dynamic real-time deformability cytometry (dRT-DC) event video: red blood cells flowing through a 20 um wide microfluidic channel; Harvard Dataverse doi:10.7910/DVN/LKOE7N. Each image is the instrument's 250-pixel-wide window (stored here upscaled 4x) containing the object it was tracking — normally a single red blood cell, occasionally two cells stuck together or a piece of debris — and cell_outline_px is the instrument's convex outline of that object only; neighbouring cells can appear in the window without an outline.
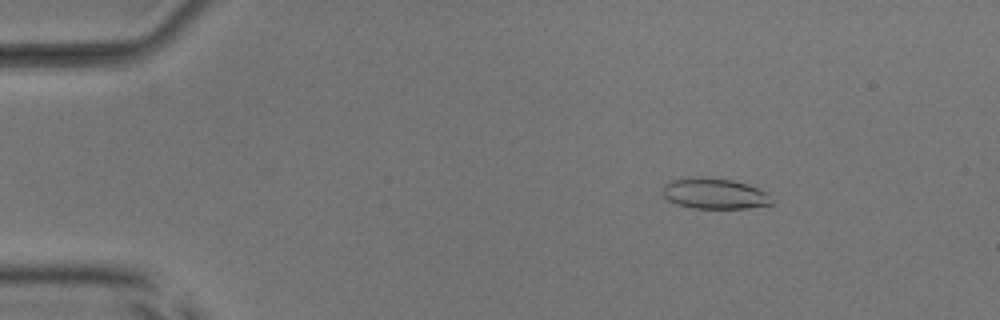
{"species": "common noctule bat (a hibernating species)", "species_latin": "Nyctalus noctula", "temperature_condition": "room temperature", "stored_images_in_passage": 53, "camera_frame_rate_fps": 3000, "um_per_image_px": 0.085, "animal": {"sex": "male", "body_mass_g": 17.9, "forearm_length_mm": 54.2}, "frame": {"image": 1, "passage_image": 8, "time_ms": 2.333, "image_size_px": [1000, 320], "cell_outline_px": [[776, 204], [748, 208], [692, 208], [676, 204], [668, 200], [660, 192], [664, 184], [672, 180], [700, 176], [732, 180], [768, 192]], "centroid_in_image_um": [60.73, 16.46], "position_along_channel_um": 24.3, "area_um2": 19.71}}
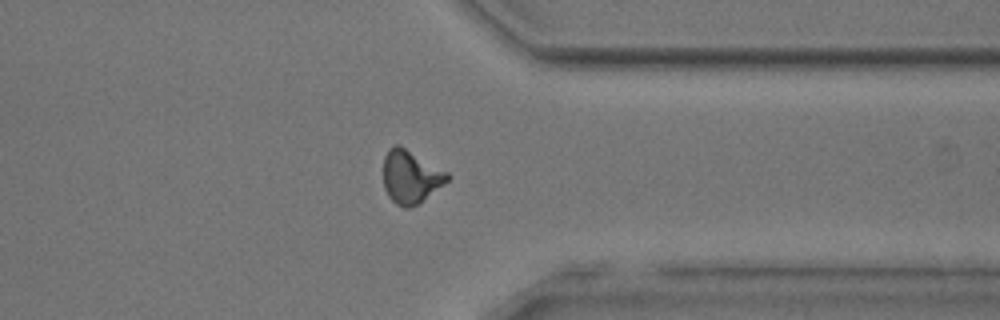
{"frame": {"image": 2, "passage_image": 42, "time_ms": 13.667, "image_size_px": [1000, 320], "cell_outline_px": [[452, 176], [444, 184], [420, 204], [408, 208], [404, 208], [396, 204], [388, 196], [384, 188], [384, 156], [388, 148], [396, 144], [400, 144], [448, 172]], "centroid_in_image_um": [34.92, 15.02], "position_along_channel_um": 376.5, "area_um2": 20.11}}
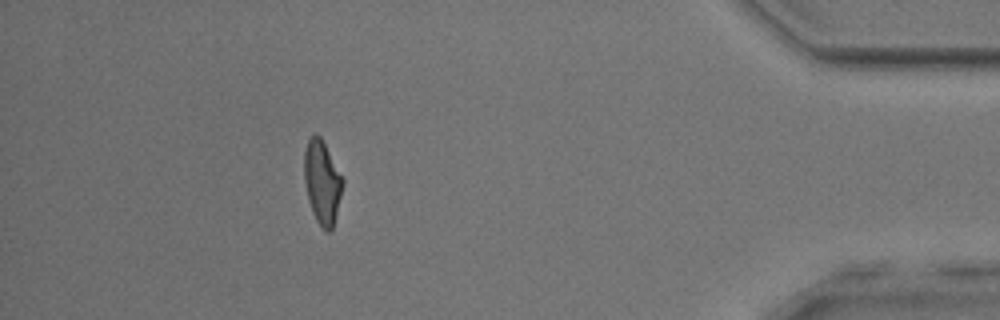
{"frame": {"image": 3, "passage_image": 48, "time_ms": 15.667, "image_size_px": [1000, 320], "cell_outline_px": [[344, 184], [332, 232], [328, 232], [316, 220], [312, 212], [308, 200], [304, 180], [304, 152], [308, 140], [316, 132], [320, 136], [344, 180]], "centroid_in_image_um": [27.38, 15.5], "position_along_channel_um": 407.8, "area_um2": 18.67}, "authors_computed_cell_mechanics": {"area_um2": 19.3052, "velocity_mm_per_s": 3.8779, "shape_relaxation_time_tau1_ms": 3.4382, "shape_relaxation_time_tau2_ms": 1.9732, "deformation_change_tau1": 0.1521, "deformation_change_tau2": 0.1027}}